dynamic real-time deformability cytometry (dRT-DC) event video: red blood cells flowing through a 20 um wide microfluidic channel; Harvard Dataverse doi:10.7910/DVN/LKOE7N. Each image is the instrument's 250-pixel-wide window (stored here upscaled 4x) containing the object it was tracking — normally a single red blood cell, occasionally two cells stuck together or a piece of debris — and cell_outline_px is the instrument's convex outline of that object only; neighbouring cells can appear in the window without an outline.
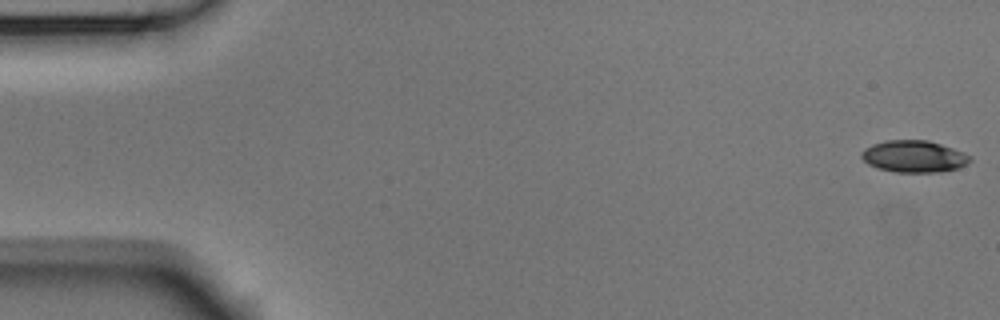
{"species": "Egyptian fruit bat (a non-hibernating species)", "species_latin": "Rousettus aegyptiacus", "temperature_condition": "room temperature", "stored_images_in_passage": 5, "camera_frame_rate_fps": 3000, "um_per_image_px": 0.085, "animal": {"sex": "male"}, "frame": {"image": 1, "passage_image": 1, "time_ms": 0.0, "image_size_px": [1000, 320], "cell_outline_px": [[972, 160], [956, 168], [936, 172], [896, 172], [880, 168], [868, 164], [860, 156], [860, 152], [864, 148], [872, 144], [888, 140], [928, 140], [964, 152], [972, 156]], "centroid_in_image_um": [77.66, 13.28], "position_along_channel_um": 7.3, "area_um2": 20.0}}
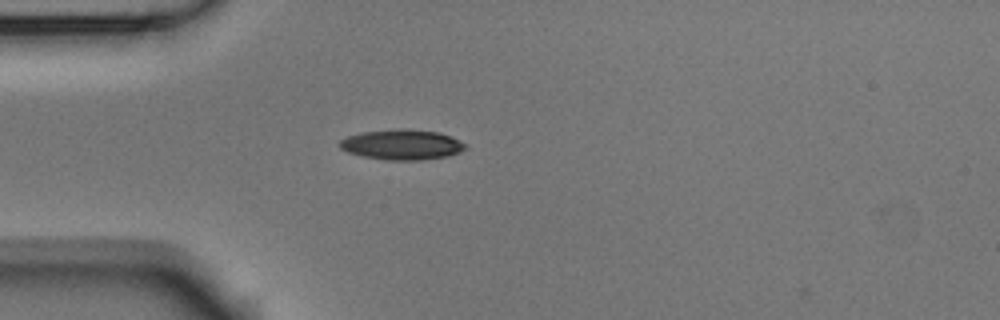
{"frame": {"image": 2, "passage_image": 5, "time_ms": 1.333, "image_size_px": [1000, 320], "cell_outline_px": [[468, 148], [460, 152], [448, 156], [424, 160], [388, 160], [364, 156], [348, 152], [340, 148], [340, 140], [348, 136], [360, 132], [400, 128], [408, 128], [440, 132], [452, 136], [468, 144]], "centroid_in_image_um": [34.24, 12.28], "position_along_channel_um": 50.8, "area_um2": 22.48}}